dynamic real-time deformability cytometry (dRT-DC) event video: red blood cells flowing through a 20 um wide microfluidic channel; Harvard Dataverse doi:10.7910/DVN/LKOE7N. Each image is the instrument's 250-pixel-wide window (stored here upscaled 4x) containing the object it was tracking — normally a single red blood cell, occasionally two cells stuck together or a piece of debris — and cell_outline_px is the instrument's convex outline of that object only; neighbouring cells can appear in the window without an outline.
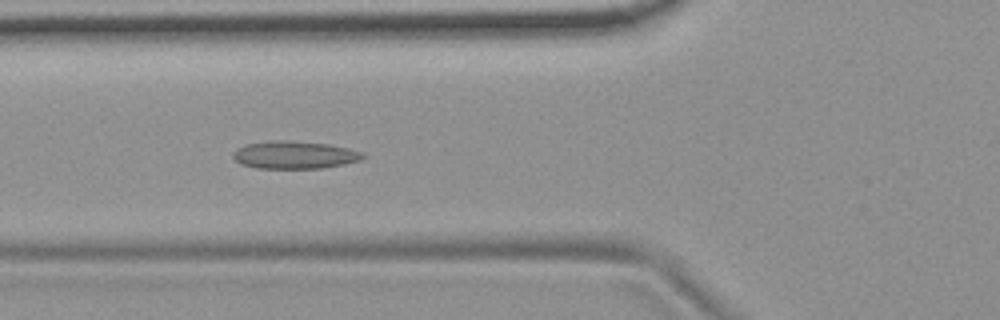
{"species": "common noctule bat (a hibernating species)", "species_latin": "Nyctalus noctula", "temperature_condition": "room temperature", "stored_images_in_passage": 48, "camera_frame_rate_fps": 3000, "um_per_image_px": 0.085, "animal": {"sex": "female", "body_mass_g": 19.9}, "frame": {"image": 1, "passage_image": 14, "time_ms": 4.333, "image_size_px": [1000, 320], "cell_outline_px": [[368, 156], [360, 160], [344, 164], [324, 168], [256, 168], [240, 164], [232, 156], [232, 152], [236, 148], [244, 144], [276, 140], [288, 140], [328, 144], [348, 148], [364, 152]], "centroid_in_image_um": [25.04, 13.16], "position_along_channel_um": 100.8, "area_um2": 21.15}}
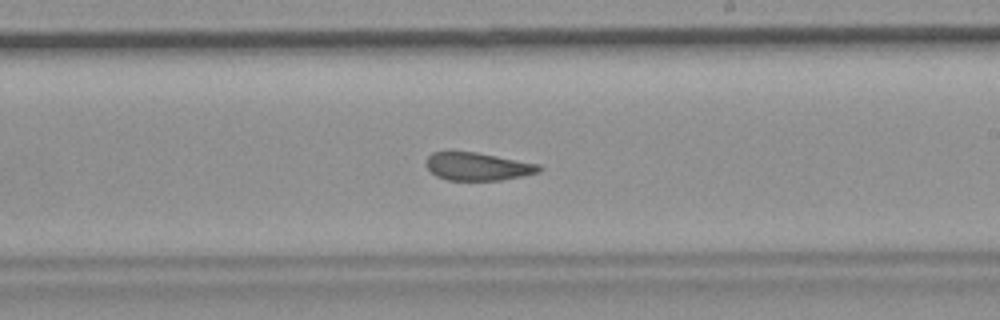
{"frame": {"image": 2, "passage_image": 26, "time_ms": 8.333, "image_size_px": [1000, 320], "cell_outline_px": [[544, 168], [540, 172], [524, 176], [500, 180], [448, 180], [436, 176], [424, 164], [428, 156], [432, 152], [452, 148], [476, 152], [540, 164]], "centroid_in_image_um": [40.57, 14.11], "position_along_channel_um": 248.4, "area_um2": 19.07}}
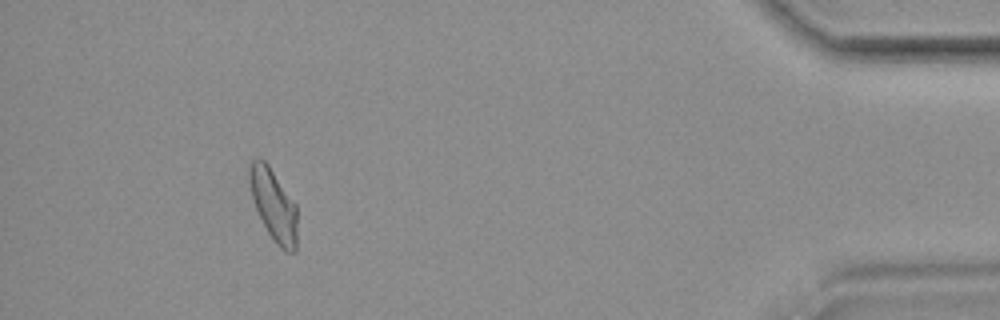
{"frame": {"image": 3, "passage_image": 44, "time_ms": 14.333, "image_size_px": [1000, 320], "cell_outline_px": [[296, 252], [284, 252], [276, 244], [268, 232], [256, 208], [252, 196], [248, 180], [248, 168], [252, 160], [256, 156], [260, 156], [268, 164], [296, 204]], "centroid_in_image_um": [23.24, 17.38], "position_along_channel_um": 412.0, "area_um2": 20.0}, "authors_computed_cell_mechanics": {"area_um2": 19.941, "velocity_mm_per_s": 3.7032, "shape_relaxation_time_tau1_ms": null, "shape_relaxation_time_tau2_ms": 1.753, "deformation_change_tau1": null, "deformation_change_tau2": 0.0846}}